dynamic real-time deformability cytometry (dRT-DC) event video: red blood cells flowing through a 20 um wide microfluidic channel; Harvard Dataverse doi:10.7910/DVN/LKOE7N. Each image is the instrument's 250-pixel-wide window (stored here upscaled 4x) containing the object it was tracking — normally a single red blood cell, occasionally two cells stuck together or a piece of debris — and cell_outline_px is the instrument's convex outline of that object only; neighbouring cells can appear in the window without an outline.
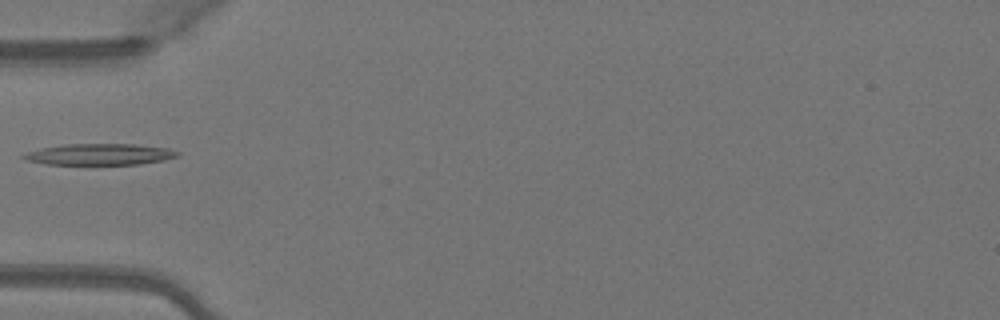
{"species": "Egyptian fruit bat (a non-hibernating species)", "species_latin": "Rousettus aegyptiacus", "temperature_condition": "warm", "stored_images_in_passage": 34, "camera_frame_rate_fps": 3000, "um_per_image_px": 0.085, "animal": {"sex": "female"}, "frame": {"image": 1, "passage_image": 1, "time_ms": 0.0, "image_size_px": [1000, 320], "cell_outline_px": [[180, 156], [164, 160], [136, 164], [44, 164], [24, 160], [20, 156], [28, 152], [40, 148], [64, 144], [132, 144], [168, 148], [180, 152]], "centroid_in_image_um": [8.45, 13.11], "position_along_channel_um": 76.5, "area_um2": 19.07}}
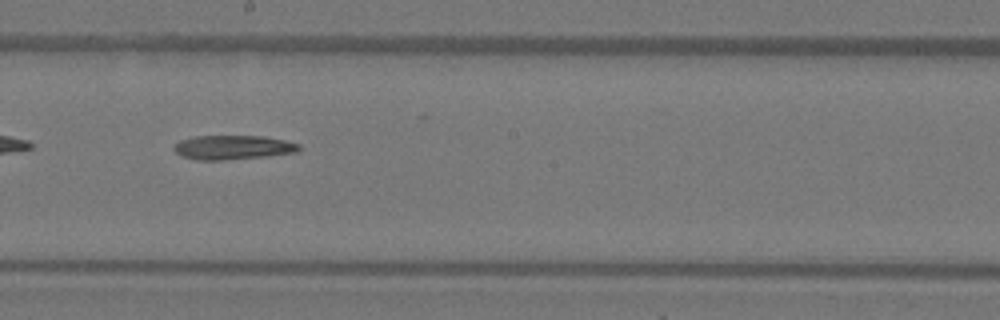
{"frame": {"image": 2, "passage_image": 12, "time_ms": 3.667, "image_size_px": [1000, 320], "cell_outline_px": [[300, 148], [296, 152], [268, 156], [224, 160], [196, 160], [184, 156], [176, 152], [172, 148], [180, 140], [196, 136], [264, 136], [284, 140], [300, 144]], "centroid_in_image_um": [19.81, 12.53], "position_along_channel_um": 228.4, "area_um2": 17.57}}
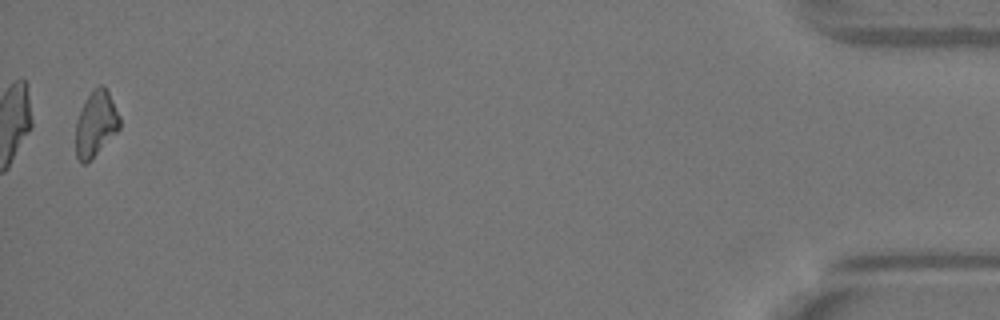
{"frame": {"image": 3, "passage_image": 33, "time_ms": 10.667, "image_size_px": [1000, 320], "cell_outline_px": [[120, 128], [92, 160], [84, 164], [80, 164], [76, 156], [76, 120], [88, 96], [100, 84], [104, 84], [120, 116]], "centroid_in_image_um": [8.14, 10.58], "position_along_channel_um": 427.1, "area_um2": 16.7}}